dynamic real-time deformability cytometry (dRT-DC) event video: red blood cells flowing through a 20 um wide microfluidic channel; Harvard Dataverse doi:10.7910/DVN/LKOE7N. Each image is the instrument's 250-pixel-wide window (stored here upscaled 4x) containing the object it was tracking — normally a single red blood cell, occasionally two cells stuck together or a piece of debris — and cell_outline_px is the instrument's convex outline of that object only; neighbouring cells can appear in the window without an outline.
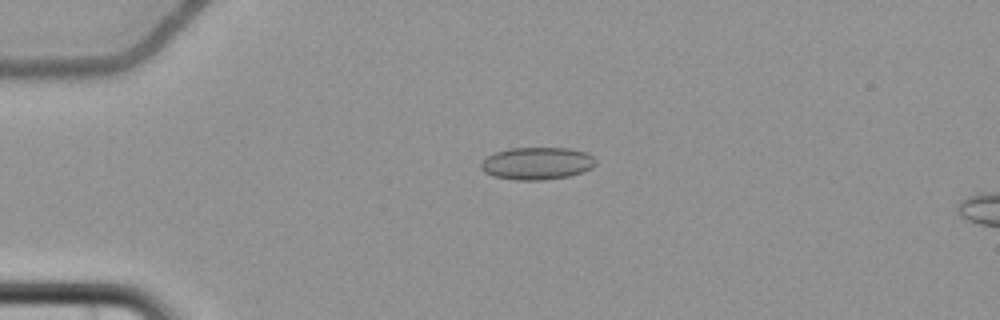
{"species": "common noctule bat (a hibernating species)", "species_latin": "Nyctalus noctula", "temperature_condition": "cold", "stored_images_in_passage": 6, "camera_frame_rate_fps": 3000, "um_per_image_px": 0.085, "animal": {"sex": "female", "body_mass_g": 22.7, "forearm_length_mm": 54.2}, "frame": {"image": 1, "passage_image": 4, "time_ms": 4.333, "image_size_px": [1000, 320], "cell_outline_px": [[596, 164], [592, 168], [584, 172], [568, 176], [544, 180], [516, 180], [492, 176], [484, 172], [480, 168], [480, 164], [488, 156], [496, 152], [508, 148], [568, 148], [588, 152], [596, 160]], "centroid_in_image_um": [45.66, 13.89], "position_along_channel_um": 39.3, "area_um2": 21.85}}